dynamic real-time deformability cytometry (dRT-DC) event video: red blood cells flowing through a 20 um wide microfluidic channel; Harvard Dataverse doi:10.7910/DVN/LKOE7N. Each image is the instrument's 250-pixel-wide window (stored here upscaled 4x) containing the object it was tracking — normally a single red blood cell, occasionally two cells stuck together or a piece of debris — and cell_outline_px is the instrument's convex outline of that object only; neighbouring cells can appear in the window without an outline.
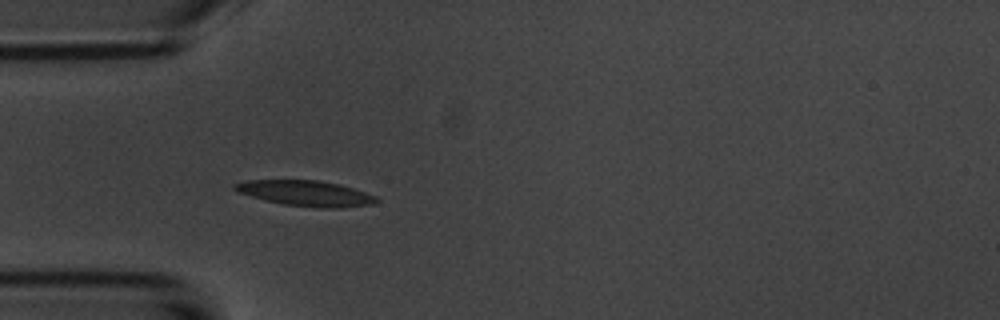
{"species": "common noctule bat (a hibernating species)", "species_latin": "Nyctalus noctula", "temperature_condition": "room temperature", "stored_images_in_passage": 4, "camera_frame_rate_fps": 3000, "um_per_image_px": 0.085, "animal": {"sex": "male", "body_mass_g": 20.1, "forearm_length_mm": 53.5}, "frame": {"image": 1, "passage_image": 4, "time_ms": 3.333, "image_size_px": [1000, 320], "cell_outline_px": [[380, 200], [376, 204], [340, 208], [320, 208], [284, 204], [264, 200], [236, 192], [232, 188], [232, 184], [248, 180], [316, 180], [340, 184], [376, 196]], "centroid_in_image_um": [25.98, 16.43], "position_along_channel_um": 59.0, "area_um2": 21.21}}